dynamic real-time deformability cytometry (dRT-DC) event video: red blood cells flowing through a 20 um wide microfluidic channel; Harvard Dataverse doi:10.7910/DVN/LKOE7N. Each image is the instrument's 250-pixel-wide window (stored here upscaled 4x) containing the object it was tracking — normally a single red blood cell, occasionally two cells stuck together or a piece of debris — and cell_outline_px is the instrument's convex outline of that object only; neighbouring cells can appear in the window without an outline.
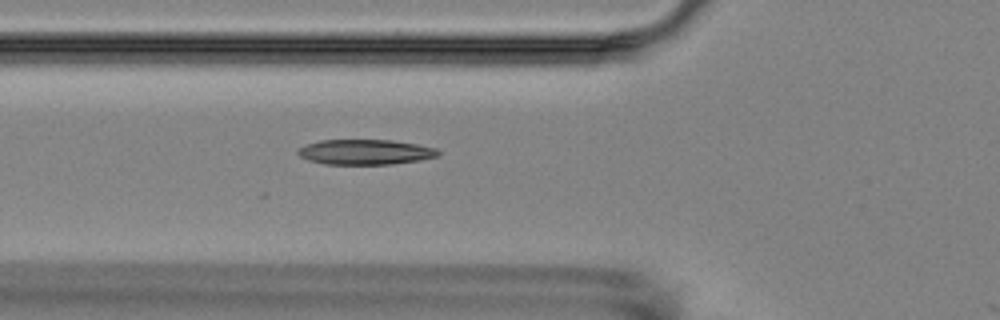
{"species": "Egyptian fruit bat (a non-hibernating species)", "species_latin": "Rousettus aegyptiacus", "temperature_condition": "room temperature", "stored_images_in_passage": 3, "camera_frame_rate_fps": 3000, "um_per_image_px": 0.085, "animal": {"sex": "female"}, "frame": {"image": 1, "passage_image": 3, "time_ms": 2.0, "image_size_px": [1000, 320], "cell_outline_px": [[440, 156], [420, 160], [392, 164], [324, 164], [308, 160], [300, 156], [296, 152], [296, 148], [320, 140], [392, 140], [416, 144], [436, 148], [440, 152]], "centroid_in_image_um": [31.04, 12.92], "position_along_channel_um": 94.8, "area_um2": 20.63}}